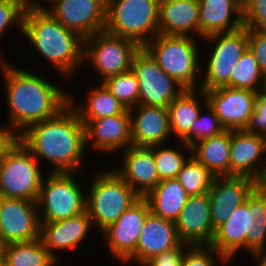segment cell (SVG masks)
<instances>
[{"label":"cell","mask_w":266,"mask_h":266,"mask_svg":"<svg viewBox=\"0 0 266 266\" xmlns=\"http://www.w3.org/2000/svg\"><path fill=\"white\" fill-rule=\"evenodd\" d=\"M0 59L10 111L7 124L18 136L28 127L54 117L69 104L70 96L55 82L29 70L14 68L1 54Z\"/></svg>","instance_id":"6da1fadb"},{"label":"cell","mask_w":266,"mask_h":266,"mask_svg":"<svg viewBox=\"0 0 266 266\" xmlns=\"http://www.w3.org/2000/svg\"><path fill=\"white\" fill-rule=\"evenodd\" d=\"M18 139L38 159L53 165L51 172H76L85 153V125L69 103L57 115L34 124Z\"/></svg>","instance_id":"7a4b0ae2"},{"label":"cell","mask_w":266,"mask_h":266,"mask_svg":"<svg viewBox=\"0 0 266 266\" xmlns=\"http://www.w3.org/2000/svg\"><path fill=\"white\" fill-rule=\"evenodd\" d=\"M43 6H27L22 34L52 66L70 77L84 64V39L65 28Z\"/></svg>","instance_id":"3957f363"},{"label":"cell","mask_w":266,"mask_h":266,"mask_svg":"<svg viewBox=\"0 0 266 266\" xmlns=\"http://www.w3.org/2000/svg\"><path fill=\"white\" fill-rule=\"evenodd\" d=\"M159 1L106 0L105 31L144 47L159 34Z\"/></svg>","instance_id":"277c9868"},{"label":"cell","mask_w":266,"mask_h":266,"mask_svg":"<svg viewBox=\"0 0 266 266\" xmlns=\"http://www.w3.org/2000/svg\"><path fill=\"white\" fill-rule=\"evenodd\" d=\"M90 187L86 211L100 232L116 222L140 198L114 169L95 174Z\"/></svg>","instance_id":"5b68a950"},{"label":"cell","mask_w":266,"mask_h":266,"mask_svg":"<svg viewBox=\"0 0 266 266\" xmlns=\"http://www.w3.org/2000/svg\"><path fill=\"white\" fill-rule=\"evenodd\" d=\"M196 43L193 36L157 34L144 48L185 89H196V74L202 68Z\"/></svg>","instance_id":"8992f818"},{"label":"cell","mask_w":266,"mask_h":266,"mask_svg":"<svg viewBox=\"0 0 266 266\" xmlns=\"http://www.w3.org/2000/svg\"><path fill=\"white\" fill-rule=\"evenodd\" d=\"M41 163L18 139L0 159V195L37 202L43 174Z\"/></svg>","instance_id":"52a82bcc"},{"label":"cell","mask_w":266,"mask_h":266,"mask_svg":"<svg viewBox=\"0 0 266 266\" xmlns=\"http://www.w3.org/2000/svg\"><path fill=\"white\" fill-rule=\"evenodd\" d=\"M74 174L76 172H50L44 177L37 199L41 222L67 219L86 210V194L76 183Z\"/></svg>","instance_id":"ba28073f"},{"label":"cell","mask_w":266,"mask_h":266,"mask_svg":"<svg viewBox=\"0 0 266 266\" xmlns=\"http://www.w3.org/2000/svg\"><path fill=\"white\" fill-rule=\"evenodd\" d=\"M140 48L136 42L104 30L84 39L83 60L95 65L102 82L131 70L134 55Z\"/></svg>","instance_id":"9c48e42d"},{"label":"cell","mask_w":266,"mask_h":266,"mask_svg":"<svg viewBox=\"0 0 266 266\" xmlns=\"http://www.w3.org/2000/svg\"><path fill=\"white\" fill-rule=\"evenodd\" d=\"M131 70L139 85V104L167 109L186 90L144 47L135 53Z\"/></svg>","instance_id":"30bf717a"},{"label":"cell","mask_w":266,"mask_h":266,"mask_svg":"<svg viewBox=\"0 0 266 266\" xmlns=\"http://www.w3.org/2000/svg\"><path fill=\"white\" fill-rule=\"evenodd\" d=\"M204 39L214 43L215 46L206 65H202V69L206 67V70L198 89L206 91L218 87H230L232 69L248 48L247 28L213 34Z\"/></svg>","instance_id":"8fae6325"},{"label":"cell","mask_w":266,"mask_h":266,"mask_svg":"<svg viewBox=\"0 0 266 266\" xmlns=\"http://www.w3.org/2000/svg\"><path fill=\"white\" fill-rule=\"evenodd\" d=\"M46 1L50 2L52 8H44L65 28L83 39L105 30L106 0Z\"/></svg>","instance_id":"7c38bea8"},{"label":"cell","mask_w":266,"mask_h":266,"mask_svg":"<svg viewBox=\"0 0 266 266\" xmlns=\"http://www.w3.org/2000/svg\"><path fill=\"white\" fill-rule=\"evenodd\" d=\"M40 230L37 202L2 197L0 236L6 244L37 240Z\"/></svg>","instance_id":"4fadbf2b"},{"label":"cell","mask_w":266,"mask_h":266,"mask_svg":"<svg viewBox=\"0 0 266 266\" xmlns=\"http://www.w3.org/2000/svg\"><path fill=\"white\" fill-rule=\"evenodd\" d=\"M150 206L145 197H140L118 220L101 233L113 257L125 262L136 250L145 219L150 213Z\"/></svg>","instance_id":"5bb4252c"},{"label":"cell","mask_w":266,"mask_h":266,"mask_svg":"<svg viewBox=\"0 0 266 266\" xmlns=\"http://www.w3.org/2000/svg\"><path fill=\"white\" fill-rule=\"evenodd\" d=\"M225 130H244L249 123L258 92L249 89L218 87L204 91Z\"/></svg>","instance_id":"9a60e30c"},{"label":"cell","mask_w":266,"mask_h":266,"mask_svg":"<svg viewBox=\"0 0 266 266\" xmlns=\"http://www.w3.org/2000/svg\"><path fill=\"white\" fill-rule=\"evenodd\" d=\"M257 186V182L247 176L215 177L208 191L213 229L221 226Z\"/></svg>","instance_id":"2e32d148"},{"label":"cell","mask_w":266,"mask_h":266,"mask_svg":"<svg viewBox=\"0 0 266 266\" xmlns=\"http://www.w3.org/2000/svg\"><path fill=\"white\" fill-rule=\"evenodd\" d=\"M180 240L188 245H210L213 229L209 194L188 196L186 204L175 221Z\"/></svg>","instance_id":"e0dca14e"},{"label":"cell","mask_w":266,"mask_h":266,"mask_svg":"<svg viewBox=\"0 0 266 266\" xmlns=\"http://www.w3.org/2000/svg\"><path fill=\"white\" fill-rule=\"evenodd\" d=\"M80 121L85 125L86 144L91 141L95 150L110 153L132 145L129 109L114 116Z\"/></svg>","instance_id":"ac0fdd59"},{"label":"cell","mask_w":266,"mask_h":266,"mask_svg":"<svg viewBox=\"0 0 266 266\" xmlns=\"http://www.w3.org/2000/svg\"><path fill=\"white\" fill-rule=\"evenodd\" d=\"M178 237L175 222L150 212L144 222L135 252L125 261L142 265L155 255L176 247H187Z\"/></svg>","instance_id":"d6986e66"},{"label":"cell","mask_w":266,"mask_h":266,"mask_svg":"<svg viewBox=\"0 0 266 266\" xmlns=\"http://www.w3.org/2000/svg\"><path fill=\"white\" fill-rule=\"evenodd\" d=\"M120 168L114 171L140 196L145 197L160 182L153 146H130L122 152Z\"/></svg>","instance_id":"ffe728a7"},{"label":"cell","mask_w":266,"mask_h":266,"mask_svg":"<svg viewBox=\"0 0 266 266\" xmlns=\"http://www.w3.org/2000/svg\"><path fill=\"white\" fill-rule=\"evenodd\" d=\"M266 137L244 130H231L230 175L247 176L259 180L263 169ZM260 164V165H259Z\"/></svg>","instance_id":"44dd1931"},{"label":"cell","mask_w":266,"mask_h":266,"mask_svg":"<svg viewBox=\"0 0 266 266\" xmlns=\"http://www.w3.org/2000/svg\"><path fill=\"white\" fill-rule=\"evenodd\" d=\"M135 107L129 109L132 146L151 147L163 145L168 138H171L168 109L142 104H138ZM135 112H137L136 115H134Z\"/></svg>","instance_id":"7402d4cb"},{"label":"cell","mask_w":266,"mask_h":266,"mask_svg":"<svg viewBox=\"0 0 266 266\" xmlns=\"http://www.w3.org/2000/svg\"><path fill=\"white\" fill-rule=\"evenodd\" d=\"M93 226L88 212L58 221L41 222L40 239L57 261L55 250H74L89 233Z\"/></svg>","instance_id":"603a6c76"},{"label":"cell","mask_w":266,"mask_h":266,"mask_svg":"<svg viewBox=\"0 0 266 266\" xmlns=\"http://www.w3.org/2000/svg\"><path fill=\"white\" fill-rule=\"evenodd\" d=\"M198 2L200 39L217 33L233 32L243 27L242 0H198Z\"/></svg>","instance_id":"cb8c5ba5"},{"label":"cell","mask_w":266,"mask_h":266,"mask_svg":"<svg viewBox=\"0 0 266 266\" xmlns=\"http://www.w3.org/2000/svg\"><path fill=\"white\" fill-rule=\"evenodd\" d=\"M158 14L159 34L200 38L198 0H160Z\"/></svg>","instance_id":"d4e9b609"},{"label":"cell","mask_w":266,"mask_h":266,"mask_svg":"<svg viewBox=\"0 0 266 266\" xmlns=\"http://www.w3.org/2000/svg\"><path fill=\"white\" fill-rule=\"evenodd\" d=\"M251 230L249 196L237 206L229 218L215 230L211 246L228 261L239 252L246 250V233ZM242 248V249H241Z\"/></svg>","instance_id":"484cf974"},{"label":"cell","mask_w":266,"mask_h":266,"mask_svg":"<svg viewBox=\"0 0 266 266\" xmlns=\"http://www.w3.org/2000/svg\"><path fill=\"white\" fill-rule=\"evenodd\" d=\"M231 130L199 141L191 147L192 156L215 177L230 175Z\"/></svg>","instance_id":"4316f807"},{"label":"cell","mask_w":266,"mask_h":266,"mask_svg":"<svg viewBox=\"0 0 266 266\" xmlns=\"http://www.w3.org/2000/svg\"><path fill=\"white\" fill-rule=\"evenodd\" d=\"M188 196L181 183L174 178L160 181L145 198L154 215L175 222Z\"/></svg>","instance_id":"83f0119b"},{"label":"cell","mask_w":266,"mask_h":266,"mask_svg":"<svg viewBox=\"0 0 266 266\" xmlns=\"http://www.w3.org/2000/svg\"><path fill=\"white\" fill-rule=\"evenodd\" d=\"M197 92L196 89H186L167 108L172 137L175 135L178 140L189 131L202 110L199 98L206 97V94L201 89Z\"/></svg>","instance_id":"f1b7e54d"},{"label":"cell","mask_w":266,"mask_h":266,"mask_svg":"<svg viewBox=\"0 0 266 266\" xmlns=\"http://www.w3.org/2000/svg\"><path fill=\"white\" fill-rule=\"evenodd\" d=\"M86 106H74V100L69 98V103L77 111L80 120H93L121 114L126 107L101 83L87 93Z\"/></svg>","instance_id":"f546056e"},{"label":"cell","mask_w":266,"mask_h":266,"mask_svg":"<svg viewBox=\"0 0 266 266\" xmlns=\"http://www.w3.org/2000/svg\"><path fill=\"white\" fill-rule=\"evenodd\" d=\"M56 262L40 238L6 245L4 266H55Z\"/></svg>","instance_id":"4dcf8cb0"},{"label":"cell","mask_w":266,"mask_h":266,"mask_svg":"<svg viewBox=\"0 0 266 266\" xmlns=\"http://www.w3.org/2000/svg\"><path fill=\"white\" fill-rule=\"evenodd\" d=\"M251 230L246 233V250L254 253L266 250V190L257 186L249 195Z\"/></svg>","instance_id":"1f68e13d"},{"label":"cell","mask_w":266,"mask_h":266,"mask_svg":"<svg viewBox=\"0 0 266 266\" xmlns=\"http://www.w3.org/2000/svg\"><path fill=\"white\" fill-rule=\"evenodd\" d=\"M230 87L249 89L258 93L265 91L266 78L261 73L258 62L249 48L245 50L232 69Z\"/></svg>","instance_id":"d6a6232c"},{"label":"cell","mask_w":266,"mask_h":266,"mask_svg":"<svg viewBox=\"0 0 266 266\" xmlns=\"http://www.w3.org/2000/svg\"><path fill=\"white\" fill-rule=\"evenodd\" d=\"M189 156L176 179L189 196L208 193L215 176L191 154Z\"/></svg>","instance_id":"836d02e7"},{"label":"cell","mask_w":266,"mask_h":266,"mask_svg":"<svg viewBox=\"0 0 266 266\" xmlns=\"http://www.w3.org/2000/svg\"><path fill=\"white\" fill-rule=\"evenodd\" d=\"M203 104H206L207 116L200 111L199 116L190 126L189 131L179 140L182 142L183 147L191 154V147L212 136H216L225 131V128L221 125L219 118L215 114V111L207 103V97H203Z\"/></svg>","instance_id":"e575fe53"},{"label":"cell","mask_w":266,"mask_h":266,"mask_svg":"<svg viewBox=\"0 0 266 266\" xmlns=\"http://www.w3.org/2000/svg\"><path fill=\"white\" fill-rule=\"evenodd\" d=\"M125 107L139 104V85L132 70L106 78L101 82Z\"/></svg>","instance_id":"d590c367"},{"label":"cell","mask_w":266,"mask_h":266,"mask_svg":"<svg viewBox=\"0 0 266 266\" xmlns=\"http://www.w3.org/2000/svg\"><path fill=\"white\" fill-rule=\"evenodd\" d=\"M160 147L163 146H153L154 161L160 181L177 178L178 173L188 158L176 148L163 147L160 149Z\"/></svg>","instance_id":"8d00e7d4"},{"label":"cell","mask_w":266,"mask_h":266,"mask_svg":"<svg viewBox=\"0 0 266 266\" xmlns=\"http://www.w3.org/2000/svg\"><path fill=\"white\" fill-rule=\"evenodd\" d=\"M216 258L227 263L228 260L211 245H188L183 252L182 266H215ZM218 255V256H217Z\"/></svg>","instance_id":"74e56055"},{"label":"cell","mask_w":266,"mask_h":266,"mask_svg":"<svg viewBox=\"0 0 266 266\" xmlns=\"http://www.w3.org/2000/svg\"><path fill=\"white\" fill-rule=\"evenodd\" d=\"M26 8L22 0H0V38L9 26L15 24H18L17 29L22 33Z\"/></svg>","instance_id":"f35d334b"},{"label":"cell","mask_w":266,"mask_h":266,"mask_svg":"<svg viewBox=\"0 0 266 266\" xmlns=\"http://www.w3.org/2000/svg\"><path fill=\"white\" fill-rule=\"evenodd\" d=\"M243 27L266 31V0H242Z\"/></svg>","instance_id":"ab89813d"},{"label":"cell","mask_w":266,"mask_h":266,"mask_svg":"<svg viewBox=\"0 0 266 266\" xmlns=\"http://www.w3.org/2000/svg\"><path fill=\"white\" fill-rule=\"evenodd\" d=\"M245 132L266 137V91L255 97L254 109Z\"/></svg>","instance_id":"60d3db41"},{"label":"cell","mask_w":266,"mask_h":266,"mask_svg":"<svg viewBox=\"0 0 266 266\" xmlns=\"http://www.w3.org/2000/svg\"><path fill=\"white\" fill-rule=\"evenodd\" d=\"M247 43L261 73L266 78V31L247 29Z\"/></svg>","instance_id":"b9f144b4"},{"label":"cell","mask_w":266,"mask_h":266,"mask_svg":"<svg viewBox=\"0 0 266 266\" xmlns=\"http://www.w3.org/2000/svg\"><path fill=\"white\" fill-rule=\"evenodd\" d=\"M186 247H176L155 255L141 266H182L183 252Z\"/></svg>","instance_id":"7bdbcfd3"},{"label":"cell","mask_w":266,"mask_h":266,"mask_svg":"<svg viewBox=\"0 0 266 266\" xmlns=\"http://www.w3.org/2000/svg\"><path fill=\"white\" fill-rule=\"evenodd\" d=\"M18 135L10 125L0 128V159L4 157L7 151L17 142Z\"/></svg>","instance_id":"ee69618b"},{"label":"cell","mask_w":266,"mask_h":266,"mask_svg":"<svg viewBox=\"0 0 266 266\" xmlns=\"http://www.w3.org/2000/svg\"><path fill=\"white\" fill-rule=\"evenodd\" d=\"M251 254V256H253L257 260V263L259 262L258 266H266V250L257 251Z\"/></svg>","instance_id":"f6af8a7d"},{"label":"cell","mask_w":266,"mask_h":266,"mask_svg":"<svg viewBox=\"0 0 266 266\" xmlns=\"http://www.w3.org/2000/svg\"><path fill=\"white\" fill-rule=\"evenodd\" d=\"M265 154H266V144H265ZM264 164L265 166H263L262 173L260 175L259 180L257 181V185L263 188L266 186V163Z\"/></svg>","instance_id":"bcb514c9"},{"label":"cell","mask_w":266,"mask_h":266,"mask_svg":"<svg viewBox=\"0 0 266 266\" xmlns=\"http://www.w3.org/2000/svg\"><path fill=\"white\" fill-rule=\"evenodd\" d=\"M6 243L0 236V260H4V254H5V249H6Z\"/></svg>","instance_id":"7dc6e473"},{"label":"cell","mask_w":266,"mask_h":266,"mask_svg":"<svg viewBox=\"0 0 266 266\" xmlns=\"http://www.w3.org/2000/svg\"><path fill=\"white\" fill-rule=\"evenodd\" d=\"M27 6L42 5L39 0H22Z\"/></svg>","instance_id":"c3c4849f"},{"label":"cell","mask_w":266,"mask_h":266,"mask_svg":"<svg viewBox=\"0 0 266 266\" xmlns=\"http://www.w3.org/2000/svg\"><path fill=\"white\" fill-rule=\"evenodd\" d=\"M0 266H4V260H0Z\"/></svg>","instance_id":"681fc988"},{"label":"cell","mask_w":266,"mask_h":266,"mask_svg":"<svg viewBox=\"0 0 266 266\" xmlns=\"http://www.w3.org/2000/svg\"><path fill=\"white\" fill-rule=\"evenodd\" d=\"M1 202H2V196L0 195V212H1Z\"/></svg>","instance_id":"f907efd6"}]
</instances>
